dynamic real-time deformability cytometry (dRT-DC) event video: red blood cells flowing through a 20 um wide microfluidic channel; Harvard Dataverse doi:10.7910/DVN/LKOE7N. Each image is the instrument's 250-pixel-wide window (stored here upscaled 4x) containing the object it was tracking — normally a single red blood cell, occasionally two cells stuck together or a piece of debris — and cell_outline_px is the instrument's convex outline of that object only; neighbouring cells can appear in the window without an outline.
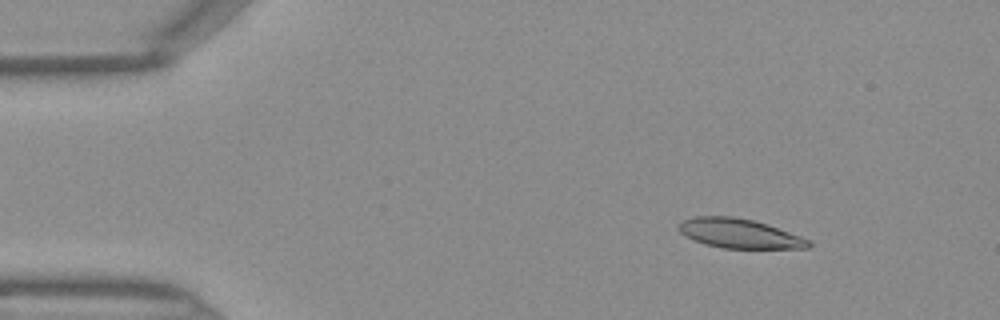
{"species": "Egyptian fruit bat (a non-hibernating species)", "species_latin": "Rousettus aegyptiacus", "temperature_condition": "warm", "stored_images_in_passage": 45, "camera_frame_rate_fps": 3000, "um_per_image_px": 0.085, "frame": {"image": 1, "passage_image": 5, "time_ms": 1.333, "image_size_px": [1000, 320], "cell_outline_px": [[812, 244], [808, 248], [720, 248], [704, 244], [684, 236], [676, 228], [676, 224], [684, 220], [696, 216], [732, 216], [752, 220], [768, 224], [812, 240]], "centroid_in_image_um": [62.83, 19.84], "position_along_channel_um": 22.2, "area_um2": 22.48}}
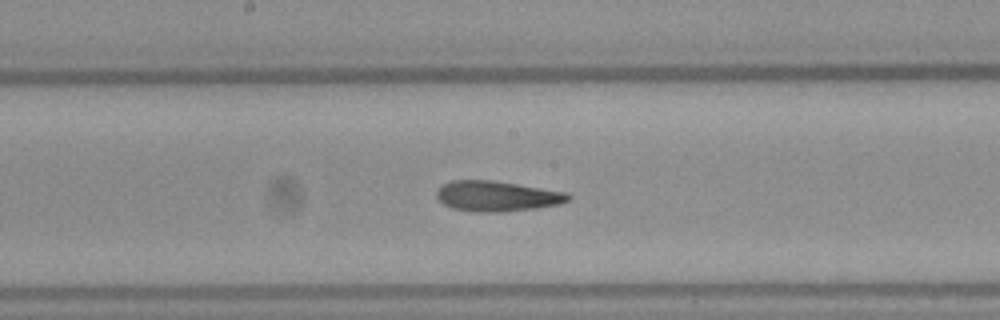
{"frame": {"image": 2, "passage_image": 23, "time_ms": 7.333, "image_size_px": [1000, 320], "cell_outline_px": [[572, 200], [560, 204], [536, 208], [500, 212], [480, 212], [452, 208], [444, 204], [436, 196], [436, 192], [440, 184], [452, 180], [492, 180], [568, 192], [572, 196]], "centroid_in_image_um": [42.27, 16.66], "position_along_channel_um": 205.9, "area_um2": 23.47}}
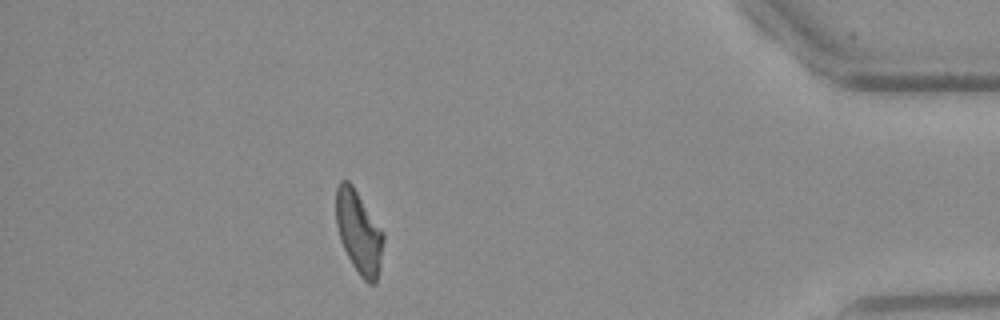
{"frame": {"image": 3, "passage_image": 40, "time_ms": 13.0, "image_size_px": [1000, 320], "cell_outline_px": [[384, 240], [380, 264], [376, 284], [368, 284], [360, 276], [352, 264], [340, 240], [336, 224], [336, 188], [340, 180], [348, 180], [352, 184], [384, 232]], "centroid_in_image_um": [30.5, 19.73], "position_along_channel_um": 404.7, "area_um2": 22.89}}